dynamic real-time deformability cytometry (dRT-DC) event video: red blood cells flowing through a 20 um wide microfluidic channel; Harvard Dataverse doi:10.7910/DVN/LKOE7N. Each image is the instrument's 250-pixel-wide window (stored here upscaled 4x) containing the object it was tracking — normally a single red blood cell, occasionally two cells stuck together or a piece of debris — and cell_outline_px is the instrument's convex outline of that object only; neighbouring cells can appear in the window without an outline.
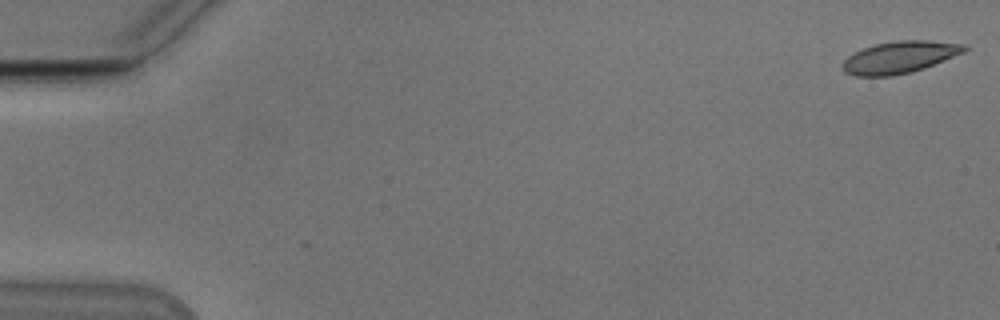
{"species": "Egyptian fruit bat (a non-hibernating species)", "species_latin": "Rousettus aegyptiacus", "temperature_condition": "cold", "stored_images_in_passage": 18, "camera_frame_rate_fps": 3000, "um_per_image_px": 0.085, "animal": {"sex": "male"}, "frame": {"image": 1, "passage_image": 1, "time_ms": 0.0, "image_size_px": [1000, 320], "cell_outline_px": [[968, 48], [964, 52], [924, 68], [912, 72], [892, 76], [856, 76], [844, 72], [840, 68], [840, 64], [848, 56], [864, 48], [876, 44], [896, 40], [928, 40], [968, 44]], "centroid_in_image_um": [76.46, 4.87], "position_along_channel_um": 8.5, "area_um2": 22.83}}
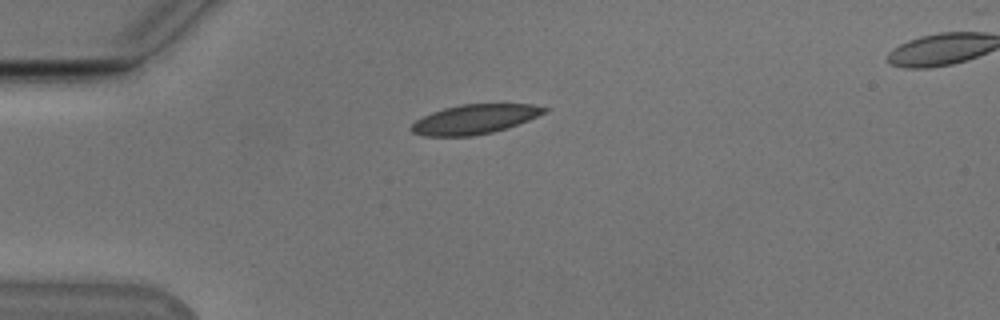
{"frame": {"image": 2, "passage_image": 14, "time_ms": 4.333, "image_size_px": [1000, 320], "cell_outline_px": [[548, 108], [544, 112], [528, 120], [508, 128], [492, 132], [472, 136], [424, 136], [412, 132], [412, 124], [416, 120], [432, 112], [444, 108], [460, 104], [532, 104]], "centroid_in_image_um": [40.33, 10.13], "position_along_channel_um": 44.7, "area_um2": 22.6}}